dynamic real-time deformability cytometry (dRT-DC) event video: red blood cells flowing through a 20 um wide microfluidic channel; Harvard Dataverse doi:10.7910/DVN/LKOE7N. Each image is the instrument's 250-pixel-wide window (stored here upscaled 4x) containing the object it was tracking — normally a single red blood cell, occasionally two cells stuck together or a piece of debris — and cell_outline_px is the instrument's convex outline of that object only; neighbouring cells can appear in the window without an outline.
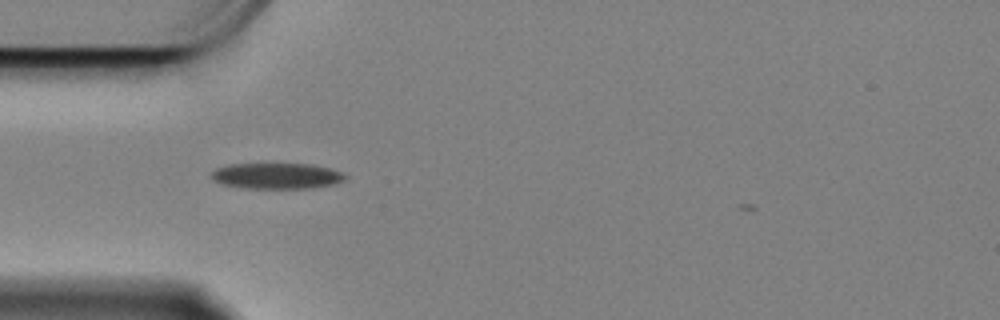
{"species": "Egyptian fruit bat (a non-hibernating species)", "species_latin": "Rousettus aegyptiacus", "temperature_condition": "cold", "stored_images_in_passage": 40, "camera_frame_rate_fps": 3000, "um_per_image_px": 0.085, "animal": {"sex": "female"}, "frame": {"image": 1, "passage_image": 1, "time_ms": 0.0, "image_size_px": [1000, 320], "cell_outline_px": [[348, 176], [344, 180], [336, 184], [312, 188], [244, 188], [220, 184], [212, 180], [212, 172], [216, 168], [228, 164], [312, 164], [328, 168], [340, 172]], "centroid_in_image_um": [23.51, 14.96], "position_along_channel_um": 61.5, "area_um2": 20.23}}
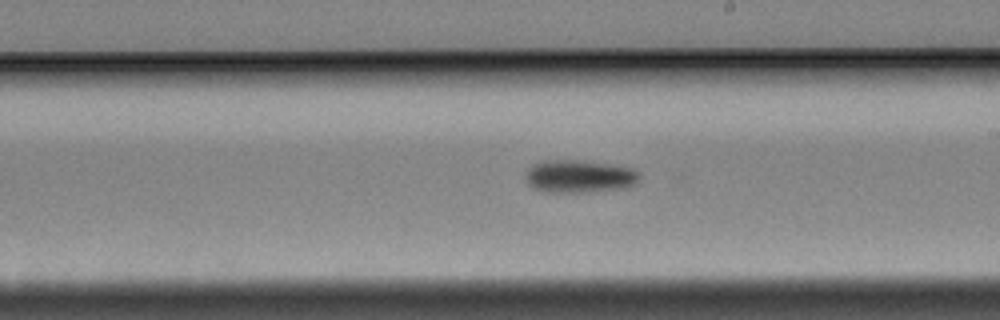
{"frame": {"image": 2, "passage_image": 17, "time_ms": 5.333, "image_size_px": [1000, 320], "cell_outline_px": [[640, 180], [632, 184], [620, 188], [584, 192], [544, 192], [532, 188], [528, 184], [528, 168], [532, 164], [540, 160], [576, 160], [608, 164], [632, 168], [640, 172]], "centroid_in_image_um": [49.22, 14.98], "position_along_channel_um": 239.8, "area_um2": 21.56}}
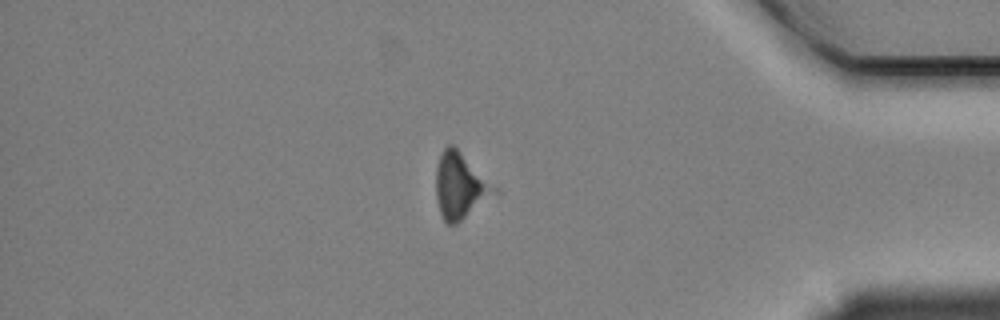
{"frame": {"image": 3, "passage_image": 34, "time_ms": 11.0, "image_size_px": [1000, 320], "cell_outline_px": [[500, 192], [456, 224], [448, 224], [444, 220], [440, 212], [436, 196], [436, 168], [440, 152], [448, 144], [452, 144]], "centroid_in_image_um": [39.1, 15.82], "position_along_channel_um": 396.1, "area_um2": 22.02}, "authors_computed_cell_mechanics": {"area_um2": 20.4612, "velocity_mm_per_s": 3.3448, "shape_relaxation_time_tau1_ms": 4.4781, "shape_relaxation_time_tau2_ms": null, "deformation_change_tau1": 0.0905, "deformation_change_tau2": null}}